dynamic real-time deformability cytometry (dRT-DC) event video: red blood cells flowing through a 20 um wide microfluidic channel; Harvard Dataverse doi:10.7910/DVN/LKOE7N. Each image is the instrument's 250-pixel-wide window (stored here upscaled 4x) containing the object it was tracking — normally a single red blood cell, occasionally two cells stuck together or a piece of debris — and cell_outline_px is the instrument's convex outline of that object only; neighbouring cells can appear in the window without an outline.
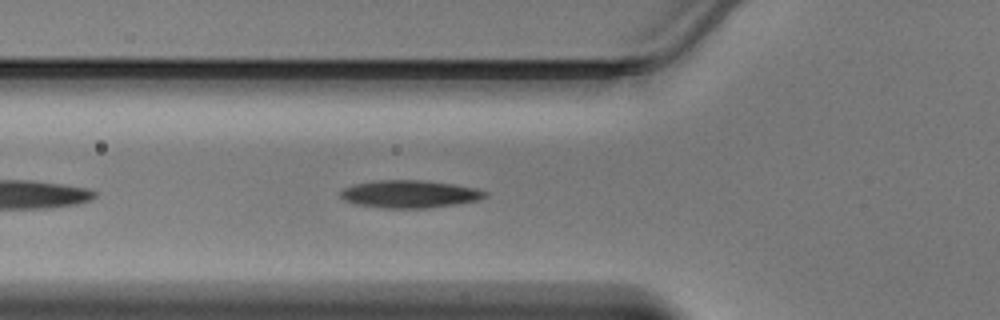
{"species": "Egyptian fruit bat (a non-hibernating species)", "species_latin": "Rousettus aegyptiacus", "temperature_condition": "warm", "stored_images_in_passage": 15, "camera_frame_rate_fps": 3000, "um_per_image_px": 0.085, "animal": {"sex": "male"}, "frame": {"image": 1, "passage_image": 5, "time_ms": 1.333, "image_size_px": [1000, 320], "cell_outline_px": [[488, 196], [480, 200], [456, 204], [428, 208], [380, 208], [356, 204], [344, 200], [340, 196], [340, 192], [344, 188], [352, 184], [376, 180], [428, 180], [456, 184], [476, 188], [488, 192]], "centroid_in_image_um": [34.85, 16.49], "position_along_channel_um": 91.0, "area_um2": 23.64}}
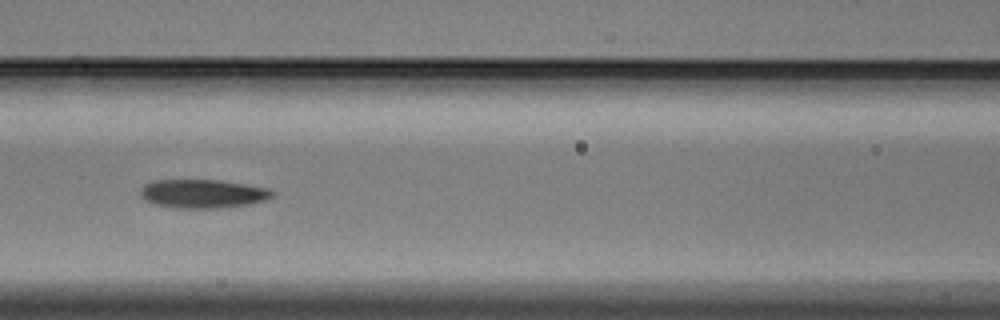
{"frame": {"image": 2, "passage_image": 9, "time_ms": 2.667, "image_size_px": [1000, 320], "cell_outline_px": [[276, 192], [268, 200], [248, 204], [220, 208], [176, 208], [156, 204], [144, 200], [140, 192], [140, 188], [144, 184], [152, 180], [220, 180], [268, 188]], "centroid_in_image_um": [17.24, 16.46], "position_along_channel_um": 149.4, "area_um2": 22.14}}